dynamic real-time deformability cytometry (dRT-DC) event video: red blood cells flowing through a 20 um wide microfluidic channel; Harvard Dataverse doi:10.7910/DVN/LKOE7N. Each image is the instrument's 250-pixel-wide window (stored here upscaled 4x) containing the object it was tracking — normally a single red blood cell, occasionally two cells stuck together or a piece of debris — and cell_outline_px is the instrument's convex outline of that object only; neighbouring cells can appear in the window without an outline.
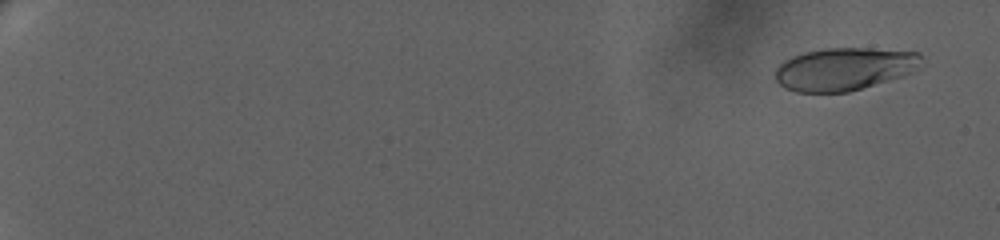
{"species": "human", "species_latin": "Homo sapiens", "temperature_condition": "warm", "stored_images_in_passage": 68, "camera_frame_rate_fps": 3000, "um_per_image_px": 0.085, "donor": {"sex": "female"}, "frame": {"image": 1, "passage_image": 4, "time_ms": 1.0, "image_size_px": [1000, 240], "cell_outline_px": [[924, 60], [912, 72], [904, 76], [848, 92], [796, 92], [784, 88], [776, 80], [776, 68], [784, 60], [792, 56], [804, 52], [824, 48], [868, 48], [920, 52], [924, 56]], "centroid_in_image_um": [71.79, 5.85], "position_along_channel_um": 13.2, "area_um2": 36.65}}
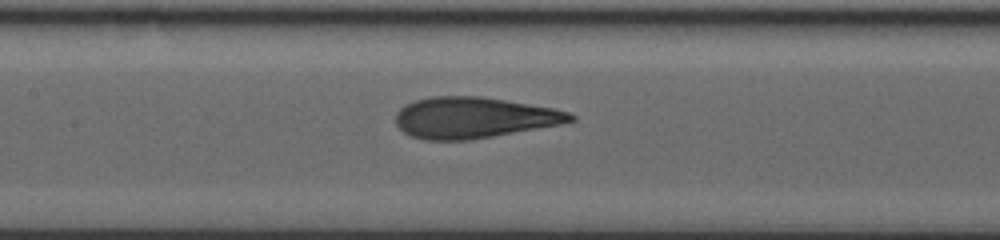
{"frame": {"image": 2, "passage_image": 38, "time_ms": 12.333, "image_size_px": [1000, 240], "cell_outline_px": [[576, 120], [560, 124], [472, 140], [424, 140], [412, 136], [404, 132], [396, 124], [396, 112], [404, 104], [416, 100], [432, 96], [480, 96], [556, 108], [568, 112], [576, 116]], "centroid_in_image_um": [40.27, 10.0], "position_along_channel_um": 167.1, "area_um2": 41.85}}
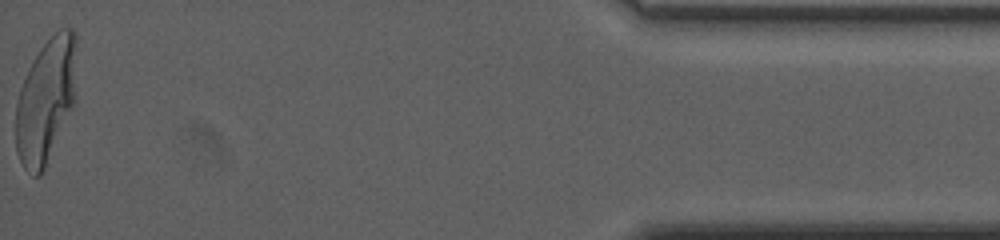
{"frame": {"image": 3, "passage_image": 68, "time_ms": 22.333, "image_size_px": [1000, 240], "cell_outline_px": [[76, 96], [44, 168], [40, 176], [32, 176], [24, 168], [16, 152], [16, 104], [20, 88], [28, 68], [32, 60], [40, 48], [60, 28], [72, 28], [76, 32]], "centroid_in_image_um": [3.89, 8.49], "position_along_channel_um": 431.3, "area_um2": 43.81}, "authors_computed_cell_mechanics": {"area_um2": 41.2114, "velocity_mm_per_s": 3.3205, "shape_relaxation_time_tau1_ms": 6.2428, "shape_relaxation_time_tau2_ms": 0.8852, "deformation_change_tau1": 0.2684, "deformation_change_tau2": 0.0748}}